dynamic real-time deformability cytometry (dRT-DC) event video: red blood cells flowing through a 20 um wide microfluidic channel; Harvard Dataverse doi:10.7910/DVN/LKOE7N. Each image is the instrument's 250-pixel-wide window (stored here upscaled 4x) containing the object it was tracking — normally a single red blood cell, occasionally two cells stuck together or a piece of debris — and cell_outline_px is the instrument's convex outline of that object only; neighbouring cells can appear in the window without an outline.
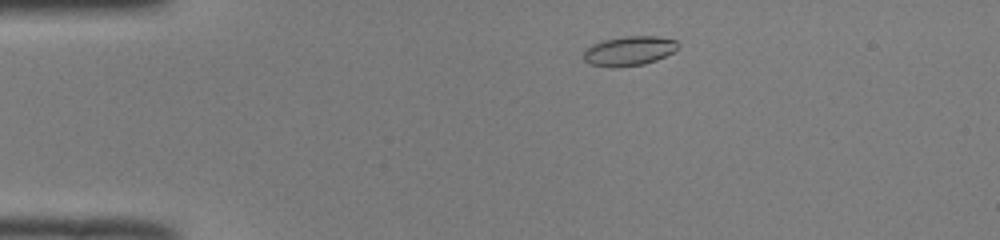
{"species": "common noctule bat (a hibernating species)", "species_latin": "Nyctalus noctula", "temperature_condition": "room temperature", "stored_images_in_passage": 45, "camera_frame_rate_fps": 3000, "um_per_image_px": 0.085, "animal": {"sex": "male", "body_mass_g": 19.0, "forearm_length_mm": 50.8}, "frame": {"image": 1, "passage_image": 4, "time_ms": 1.0, "image_size_px": [1000, 240], "cell_outline_px": [[680, 44], [672, 52], [656, 60], [644, 64], [616, 68], [612, 68], [588, 64], [584, 60], [584, 52], [592, 44], [604, 40], [624, 36], [656, 36], [676, 40]], "centroid_in_image_um": [53.45, 4.34], "position_along_channel_um": 31.5, "area_um2": 16.24}}
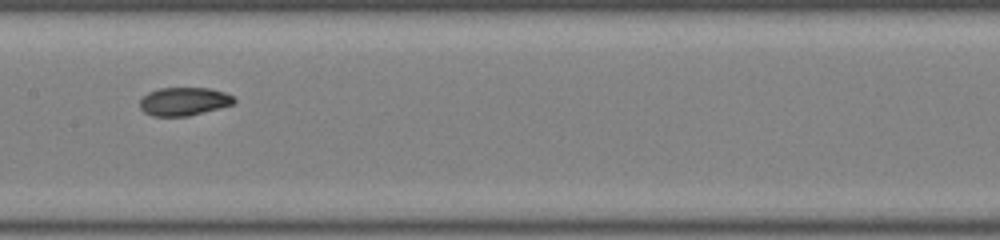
{"frame": {"image": 2, "passage_image": 20, "time_ms": 6.333, "image_size_px": [1000, 240], "cell_outline_px": [[236, 100], [232, 104], [220, 108], [188, 116], [152, 116], [144, 112], [140, 108], [140, 100], [148, 92], [160, 88], [208, 88], [224, 92], [232, 96]], "centroid_in_image_um": [15.61, 8.62], "position_along_channel_um": 191.8, "area_um2": 15.43}}
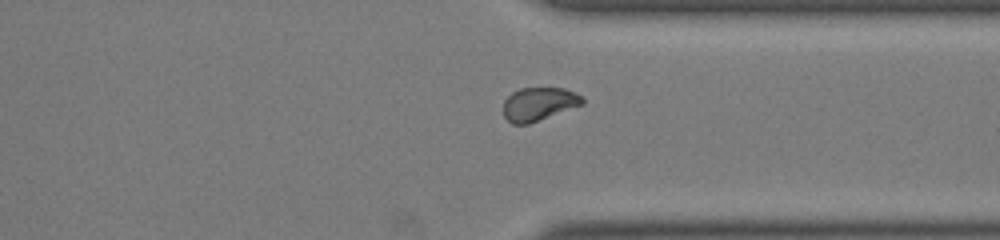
{"frame": {"image": 3, "passage_image": 33, "time_ms": 10.667, "image_size_px": [1000, 240], "cell_outline_px": [[584, 104], [528, 124], [512, 124], [504, 116], [504, 100], [512, 92], [520, 88], [564, 88], [576, 92], [584, 96]], "centroid_in_image_um": [45.83, 8.83], "position_along_channel_um": 365.6, "area_um2": 15.43}, "authors_computed_cell_mechanics": {"area_um2": 15.8372, "velocity_mm_per_s": 3.9968, "shape_relaxation_time_tau1_ms": null, "shape_relaxation_time_tau2_ms": 3.1037, "deformation_change_tau1": null, "deformation_change_tau2": 0.0674}}